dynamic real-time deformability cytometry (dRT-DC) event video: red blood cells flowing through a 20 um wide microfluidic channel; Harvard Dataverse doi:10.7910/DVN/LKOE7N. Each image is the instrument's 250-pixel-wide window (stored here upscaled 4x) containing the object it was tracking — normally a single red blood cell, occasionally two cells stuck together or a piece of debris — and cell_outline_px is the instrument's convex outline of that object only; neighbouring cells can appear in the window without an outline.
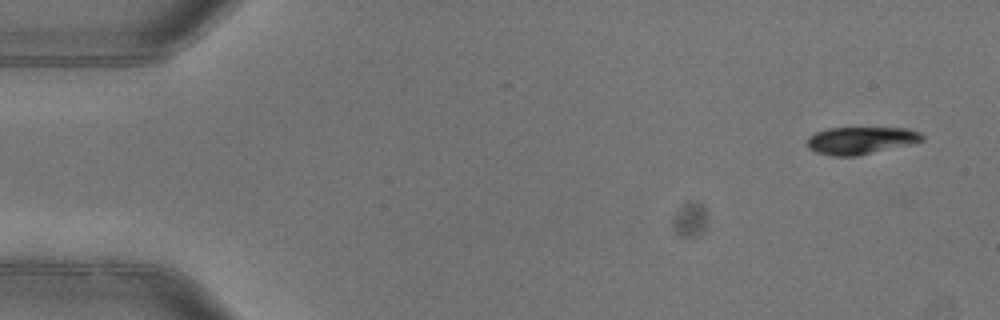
{"species": "common noctule bat (a hibernating species)", "species_latin": "Nyctalus noctula", "temperature_condition": "warm", "stored_images_in_passage": 6, "camera_frame_rate_fps": 3000, "um_per_image_px": 0.085, "animal": {"sex": "female"}, "frame": {"image": 1, "passage_image": 1, "time_ms": 0.0, "image_size_px": [1000, 320], "cell_outline_px": [[924, 140], [908, 144], [856, 156], [836, 156], [816, 152], [808, 148], [804, 144], [808, 136], [816, 132], [828, 128], [908, 128], [920, 132], [924, 136]], "centroid_in_image_um": [73.11, 11.93], "position_along_channel_um": 11.9, "area_um2": 18.26}}
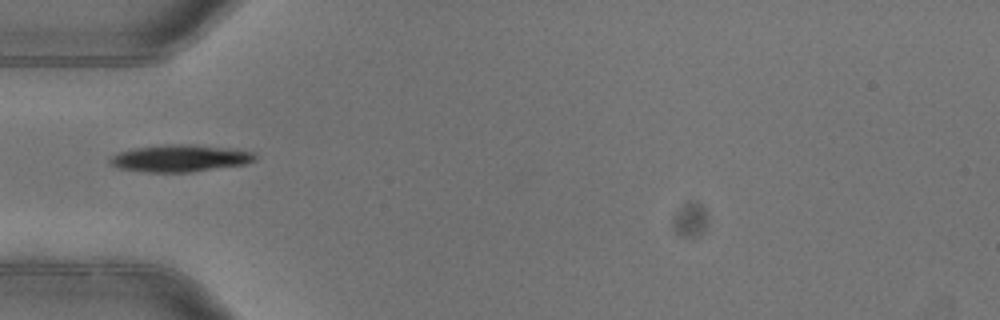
{"frame": {"image": 2, "passage_image": 5, "time_ms": 1.333, "image_size_px": [1000, 320], "cell_outline_px": [[256, 160], [244, 164], [192, 172], [144, 172], [116, 168], [108, 164], [108, 160], [112, 156], [120, 152], [136, 148], [168, 144], [196, 144], [232, 148], [252, 152], [256, 156]], "centroid_in_image_um": [15.28, 13.45], "position_along_channel_um": 69.7, "area_um2": 23.0}}